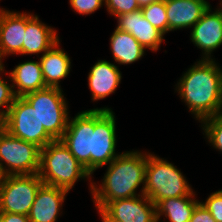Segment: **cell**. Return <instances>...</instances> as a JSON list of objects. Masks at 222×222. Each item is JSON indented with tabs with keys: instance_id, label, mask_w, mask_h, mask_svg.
<instances>
[{
	"instance_id": "obj_10",
	"label": "cell",
	"mask_w": 222,
	"mask_h": 222,
	"mask_svg": "<svg viewBox=\"0 0 222 222\" xmlns=\"http://www.w3.org/2000/svg\"><path fill=\"white\" fill-rule=\"evenodd\" d=\"M116 117L113 110L94 109V132L92 133V175L109 165L116 153Z\"/></svg>"
},
{
	"instance_id": "obj_16",
	"label": "cell",
	"mask_w": 222,
	"mask_h": 222,
	"mask_svg": "<svg viewBox=\"0 0 222 222\" xmlns=\"http://www.w3.org/2000/svg\"><path fill=\"white\" fill-rule=\"evenodd\" d=\"M68 190L43 184L28 214L30 222H56ZM61 212V213H60Z\"/></svg>"
},
{
	"instance_id": "obj_13",
	"label": "cell",
	"mask_w": 222,
	"mask_h": 222,
	"mask_svg": "<svg viewBox=\"0 0 222 222\" xmlns=\"http://www.w3.org/2000/svg\"><path fill=\"white\" fill-rule=\"evenodd\" d=\"M117 18V29L130 33L144 48L156 52L159 50L164 34L144 18L141 9L126 13Z\"/></svg>"
},
{
	"instance_id": "obj_7",
	"label": "cell",
	"mask_w": 222,
	"mask_h": 222,
	"mask_svg": "<svg viewBox=\"0 0 222 222\" xmlns=\"http://www.w3.org/2000/svg\"><path fill=\"white\" fill-rule=\"evenodd\" d=\"M0 125L12 136L44 148L54 139L39 122L36 110L24 97H16Z\"/></svg>"
},
{
	"instance_id": "obj_18",
	"label": "cell",
	"mask_w": 222,
	"mask_h": 222,
	"mask_svg": "<svg viewBox=\"0 0 222 222\" xmlns=\"http://www.w3.org/2000/svg\"><path fill=\"white\" fill-rule=\"evenodd\" d=\"M88 86L92 101L103 100L115 93L121 83L122 73L115 63L107 60H98L88 73Z\"/></svg>"
},
{
	"instance_id": "obj_34",
	"label": "cell",
	"mask_w": 222,
	"mask_h": 222,
	"mask_svg": "<svg viewBox=\"0 0 222 222\" xmlns=\"http://www.w3.org/2000/svg\"><path fill=\"white\" fill-rule=\"evenodd\" d=\"M5 58L2 51H1V48H0V71H6L5 70V65L3 64V59Z\"/></svg>"
},
{
	"instance_id": "obj_6",
	"label": "cell",
	"mask_w": 222,
	"mask_h": 222,
	"mask_svg": "<svg viewBox=\"0 0 222 222\" xmlns=\"http://www.w3.org/2000/svg\"><path fill=\"white\" fill-rule=\"evenodd\" d=\"M40 149L34 143L12 136L0 125V167L6 175L37 174Z\"/></svg>"
},
{
	"instance_id": "obj_33",
	"label": "cell",
	"mask_w": 222,
	"mask_h": 222,
	"mask_svg": "<svg viewBox=\"0 0 222 222\" xmlns=\"http://www.w3.org/2000/svg\"><path fill=\"white\" fill-rule=\"evenodd\" d=\"M6 174L5 172L3 171V169L0 167V190L2 189L3 187V183H4V180L6 178Z\"/></svg>"
},
{
	"instance_id": "obj_25",
	"label": "cell",
	"mask_w": 222,
	"mask_h": 222,
	"mask_svg": "<svg viewBox=\"0 0 222 222\" xmlns=\"http://www.w3.org/2000/svg\"><path fill=\"white\" fill-rule=\"evenodd\" d=\"M3 72L4 71H0V74H3ZM4 73L8 75L10 80L7 81V79H4L3 75H0V108L3 107L0 109V123L6 118L9 108L16 98L13 86L9 84V81L11 82L10 75L8 72Z\"/></svg>"
},
{
	"instance_id": "obj_22",
	"label": "cell",
	"mask_w": 222,
	"mask_h": 222,
	"mask_svg": "<svg viewBox=\"0 0 222 222\" xmlns=\"http://www.w3.org/2000/svg\"><path fill=\"white\" fill-rule=\"evenodd\" d=\"M195 195L177 198H166L156 205V219L160 222L161 216L168 219L167 222H189L193 210L200 202Z\"/></svg>"
},
{
	"instance_id": "obj_31",
	"label": "cell",
	"mask_w": 222,
	"mask_h": 222,
	"mask_svg": "<svg viewBox=\"0 0 222 222\" xmlns=\"http://www.w3.org/2000/svg\"><path fill=\"white\" fill-rule=\"evenodd\" d=\"M98 210V214L101 215V221L102 222H121L113 217H111L103 208L96 207Z\"/></svg>"
},
{
	"instance_id": "obj_19",
	"label": "cell",
	"mask_w": 222,
	"mask_h": 222,
	"mask_svg": "<svg viewBox=\"0 0 222 222\" xmlns=\"http://www.w3.org/2000/svg\"><path fill=\"white\" fill-rule=\"evenodd\" d=\"M44 82L47 87L61 88L60 82L68 77L71 59L60 47V40L39 57Z\"/></svg>"
},
{
	"instance_id": "obj_21",
	"label": "cell",
	"mask_w": 222,
	"mask_h": 222,
	"mask_svg": "<svg viewBox=\"0 0 222 222\" xmlns=\"http://www.w3.org/2000/svg\"><path fill=\"white\" fill-rule=\"evenodd\" d=\"M109 40L111 53L118 66L139 61L145 54V48L128 32L115 28Z\"/></svg>"
},
{
	"instance_id": "obj_27",
	"label": "cell",
	"mask_w": 222,
	"mask_h": 222,
	"mask_svg": "<svg viewBox=\"0 0 222 222\" xmlns=\"http://www.w3.org/2000/svg\"><path fill=\"white\" fill-rule=\"evenodd\" d=\"M70 7L80 15H90L105 5V0H69Z\"/></svg>"
},
{
	"instance_id": "obj_24",
	"label": "cell",
	"mask_w": 222,
	"mask_h": 222,
	"mask_svg": "<svg viewBox=\"0 0 222 222\" xmlns=\"http://www.w3.org/2000/svg\"><path fill=\"white\" fill-rule=\"evenodd\" d=\"M200 123L207 142L222 153V113L208 117Z\"/></svg>"
},
{
	"instance_id": "obj_9",
	"label": "cell",
	"mask_w": 222,
	"mask_h": 222,
	"mask_svg": "<svg viewBox=\"0 0 222 222\" xmlns=\"http://www.w3.org/2000/svg\"><path fill=\"white\" fill-rule=\"evenodd\" d=\"M94 109L78 112L69 119L67 128L60 139L72 155L92 175V133L94 132Z\"/></svg>"
},
{
	"instance_id": "obj_30",
	"label": "cell",
	"mask_w": 222,
	"mask_h": 222,
	"mask_svg": "<svg viewBox=\"0 0 222 222\" xmlns=\"http://www.w3.org/2000/svg\"><path fill=\"white\" fill-rule=\"evenodd\" d=\"M0 222H30V220L23 214L0 213Z\"/></svg>"
},
{
	"instance_id": "obj_8",
	"label": "cell",
	"mask_w": 222,
	"mask_h": 222,
	"mask_svg": "<svg viewBox=\"0 0 222 222\" xmlns=\"http://www.w3.org/2000/svg\"><path fill=\"white\" fill-rule=\"evenodd\" d=\"M37 174L7 175L0 190V213L29 214L39 188L43 185Z\"/></svg>"
},
{
	"instance_id": "obj_3",
	"label": "cell",
	"mask_w": 222,
	"mask_h": 222,
	"mask_svg": "<svg viewBox=\"0 0 222 222\" xmlns=\"http://www.w3.org/2000/svg\"><path fill=\"white\" fill-rule=\"evenodd\" d=\"M38 175L45 185L68 191L77 181H89L92 177L61 140H54L40 149Z\"/></svg>"
},
{
	"instance_id": "obj_29",
	"label": "cell",
	"mask_w": 222,
	"mask_h": 222,
	"mask_svg": "<svg viewBox=\"0 0 222 222\" xmlns=\"http://www.w3.org/2000/svg\"><path fill=\"white\" fill-rule=\"evenodd\" d=\"M189 222H216L211 213L199 202L193 210Z\"/></svg>"
},
{
	"instance_id": "obj_28",
	"label": "cell",
	"mask_w": 222,
	"mask_h": 222,
	"mask_svg": "<svg viewBox=\"0 0 222 222\" xmlns=\"http://www.w3.org/2000/svg\"><path fill=\"white\" fill-rule=\"evenodd\" d=\"M203 206L211 213L216 222H222V189L211 193Z\"/></svg>"
},
{
	"instance_id": "obj_20",
	"label": "cell",
	"mask_w": 222,
	"mask_h": 222,
	"mask_svg": "<svg viewBox=\"0 0 222 222\" xmlns=\"http://www.w3.org/2000/svg\"><path fill=\"white\" fill-rule=\"evenodd\" d=\"M16 97L47 88L41 70L40 61H25L8 72ZM16 88V89H15Z\"/></svg>"
},
{
	"instance_id": "obj_5",
	"label": "cell",
	"mask_w": 222,
	"mask_h": 222,
	"mask_svg": "<svg viewBox=\"0 0 222 222\" xmlns=\"http://www.w3.org/2000/svg\"><path fill=\"white\" fill-rule=\"evenodd\" d=\"M37 112L40 124L54 139L60 140L67 128L69 108L62 88L47 87L23 96Z\"/></svg>"
},
{
	"instance_id": "obj_32",
	"label": "cell",
	"mask_w": 222,
	"mask_h": 222,
	"mask_svg": "<svg viewBox=\"0 0 222 222\" xmlns=\"http://www.w3.org/2000/svg\"><path fill=\"white\" fill-rule=\"evenodd\" d=\"M156 1H158V0H137L140 9L145 7V6H148L151 3L156 2Z\"/></svg>"
},
{
	"instance_id": "obj_23",
	"label": "cell",
	"mask_w": 222,
	"mask_h": 222,
	"mask_svg": "<svg viewBox=\"0 0 222 222\" xmlns=\"http://www.w3.org/2000/svg\"><path fill=\"white\" fill-rule=\"evenodd\" d=\"M141 11L153 27L157 28L164 35L168 33V20L166 14L165 0H158L148 6L141 8Z\"/></svg>"
},
{
	"instance_id": "obj_15",
	"label": "cell",
	"mask_w": 222,
	"mask_h": 222,
	"mask_svg": "<svg viewBox=\"0 0 222 222\" xmlns=\"http://www.w3.org/2000/svg\"><path fill=\"white\" fill-rule=\"evenodd\" d=\"M210 6L207 0H165L168 32L192 28Z\"/></svg>"
},
{
	"instance_id": "obj_26",
	"label": "cell",
	"mask_w": 222,
	"mask_h": 222,
	"mask_svg": "<svg viewBox=\"0 0 222 222\" xmlns=\"http://www.w3.org/2000/svg\"><path fill=\"white\" fill-rule=\"evenodd\" d=\"M107 12L114 17L139 10L137 0H105Z\"/></svg>"
},
{
	"instance_id": "obj_1",
	"label": "cell",
	"mask_w": 222,
	"mask_h": 222,
	"mask_svg": "<svg viewBox=\"0 0 222 222\" xmlns=\"http://www.w3.org/2000/svg\"><path fill=\"white\" fill-rule=\"evenodd\" d=\"M180 99L196 120L222 113V69L215 59H199L176 84Z\"/></svg>"
},
{
	"instance_id": "obj_4",
	"label": "cell",
	"mask_w": 222,
	"mask_h": 222,
	"mask_svg": "<svg viewBox=\"0 0 222 222\" xmlns=\"http://www.w3.org/2000/svg\"><path fill=\"white\" fill-rule=\"evenodd\" d=\"M144 194L155 205L166 198L196 195L177 166L151 152H148Z\"/></svg>"
},
{
	"instance_id": "obj_17",
	"label": "cell",
	"mask_w": 222,
	"mask_h": 222,
	"mask_svg": "<svg viewBox=\"0 0 222 222\" xmlns=\"http://www.w3.org/2000/svg\"><path fill=\"white\" fill-rule=\"evenodd\" d=\"M59 40L56 29L41 22L38 15L26 13L23 55H43Z\"/></svg>"
},
{
	"instance_id": "obj_14",
	"label": "cell",
	"mask_w": 222,
	"mask_h": 222,
	"mask_svg": "<svg viewBox=\"0 0 222 222\" xmlns=\"http://www.w3.org/2000/svg\"><path fill=\"white\" fill-rule=\"evenodd\" d=\"M26 12L0 8V48L4 57L23 55Z\"/></svg>"
},
{
	"instance_id": "obj_2",
	"label": "cell",
	"mask_w": 222,
	"mask_h": 222,
	"mask_svg": "<svg viewBox=\"0 0 222 222\" xmlns=\"http://www.w3.org/2000/svg\"><path fill=\"white\" fill-rule=\"evenodd\" d=\"M147 161L148 152L134 149L121 152L108 165L100 185L89 181L95 207L103 208L108 202L144 194Z\"/></svg>"
},
{
	"instance_id": "obj_12",
	"label": "cell",
	"mask_w": 222,
	"mask_h": 222,
	"mask_svg": "<svg viewBox=\"0 0 222 222\" xmlns=\"http://www.w3.org/2000/svg\"><path fill=\"white\" fill-rule=\"evenodd\" d=\"M103 209L121 222H157L156 205L145 194L108 202Z\"/></svg>"
},
{
	"instance_id": "obj_11",
	"label": "cell",
	"mask_w": 222,
	"mask_h": 222,
	"mask_svg": "<svg viewBox=\"0 0 222 222\" xmlns=\"http://www.w3.org/2000/svg\"><path fill=\"white\" fill-rule=\"evenodd\" d=\"M212 11L210 6L191 29V42L202 50L204 60H212V53L222 45V7Z\"/></svg>"
}]
</instances>
